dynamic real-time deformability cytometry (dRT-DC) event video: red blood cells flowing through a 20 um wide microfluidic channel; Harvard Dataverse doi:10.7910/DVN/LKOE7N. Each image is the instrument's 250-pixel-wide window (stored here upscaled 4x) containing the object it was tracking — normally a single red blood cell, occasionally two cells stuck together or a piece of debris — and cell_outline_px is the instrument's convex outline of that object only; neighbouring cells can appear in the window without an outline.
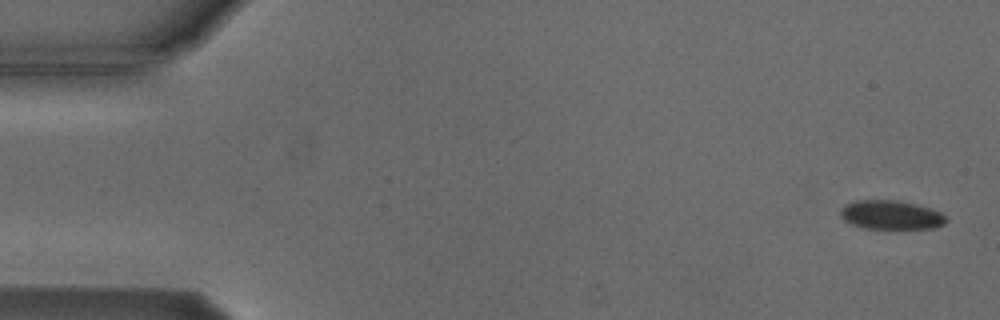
{"species": "Egyptian fruit bat (a non-hibernating species)", "species_latin": "Rousettus aegyptiacus", "temperature_condition": "cold", "stored_images_in_passage": 6, "camera_frame_rate_fps": 3000, "um_per_image_px": 0.085, "animal": {"sex": "male"}, "frame": {"image": 1, "passage_image": 1, "time_ms": 0.0, "image_size_px": [1000, 320], "cell_outline_px": [[948, 220], [944, 224], [932, 228], [864, 228], [852, 224], [844, 220], [840, 216], [840, 208], [844, 204], [856, 200], [896, 200], [928, 208], [940, 212]], "centroid_in_image_um": [75.67, 18.26], "position_along_channel_um": 9.3, "area_um2": 17.63}}
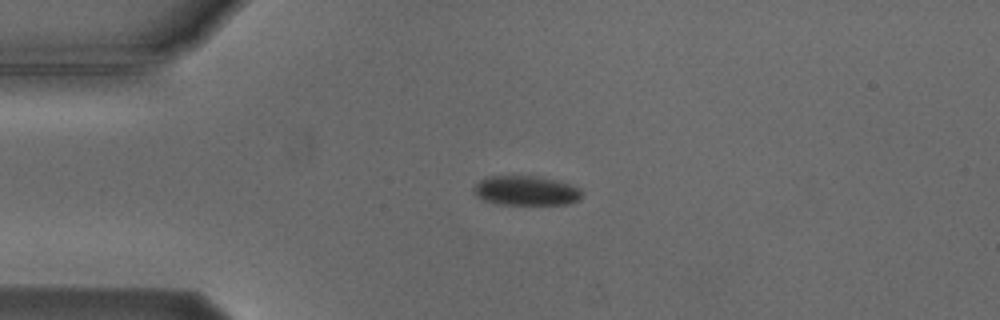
{"frame": {"image": 2, "passage_image": 4, "time_ms": 3.667, "image_size_px": [1000, 320], "cell_outline_px": [[584, 192], [576, 200], [568, 204], [496, 204], [484, 200], [476, 196], [472, 188], [484, 176], [536, 176], [556, 180], [580, 188]], "centroid_in_image_um": [44.67, 16.2], "position_along_channel_um": 40.3, "area_um2": 18.61}}
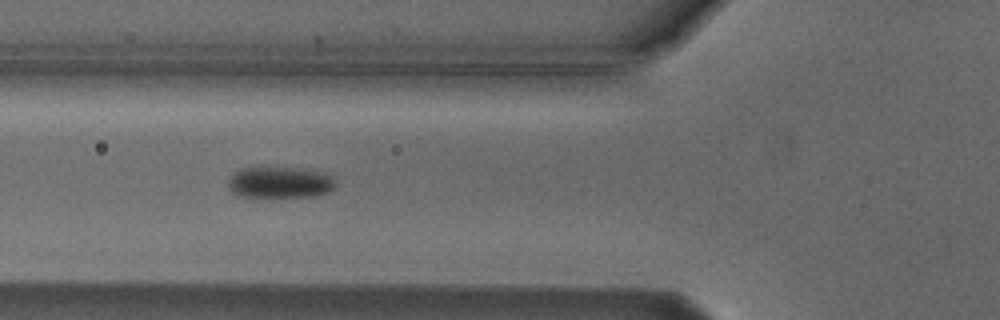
{"frame": {"image": 3, "passage_image": 6, "time_ms": 6.0, "image_size_px": [1000, 320], "cell_outline_px": [[336, 184], [328, 192], [316, 196], [272, 200], [252, 200], [236, 196], [232, 192], [228, 184], [228, 180], [236, 172], [244, 168], [292, 168], [316, 172], [332, 176]], "centroid_in_image_um": [23.72, 15.61], "position_along_channel_um": 102.1, "area_um2": 20.4}}